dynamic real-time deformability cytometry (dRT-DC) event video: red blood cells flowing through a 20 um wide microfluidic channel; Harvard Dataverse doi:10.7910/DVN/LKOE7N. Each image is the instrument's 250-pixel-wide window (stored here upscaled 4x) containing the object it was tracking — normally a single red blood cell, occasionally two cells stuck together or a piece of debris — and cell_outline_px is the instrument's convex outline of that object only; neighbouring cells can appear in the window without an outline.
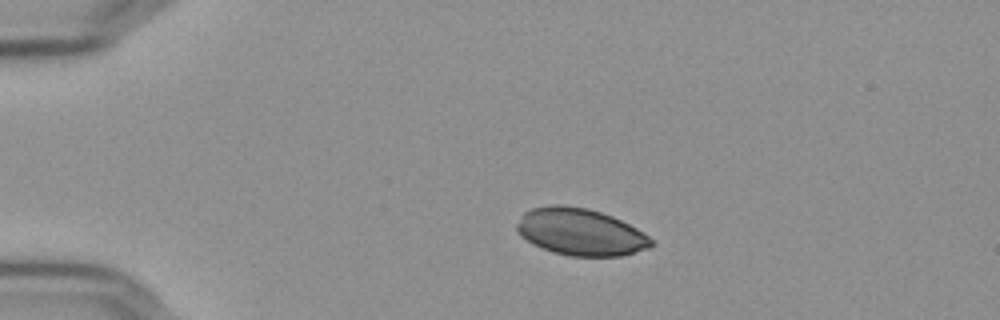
{"species": "Egyptian fruit bat (a non-hibernating species)", "species_latin": "Rousettus aegyptiacus", "temperature_condition": "cold", "stored_images_in_passage": 37, "camera_frame_rate_fps": 3000, "um_per_image_px": 0.085, "frame": {"image": 1, "passage_image": 1, "time_ms": 0.0, "image_size_px": [1000, 320], "cell_outline_px": [[652, 244], [648, 248], [620, 256], [568, 256], [552, 252], [540, 248], [532, 244], [520, 236], [516, 232], [516, 224], [524, 212], [532, 208], [552, 204], [560, 204], [588, 208], [612, 216], [636, 228], [648, 236], [652, 240]], "centroid_in_image_um": [49.27, 19.71], "position_along_channel_um": 35.7, "area_um2": 36.88}}
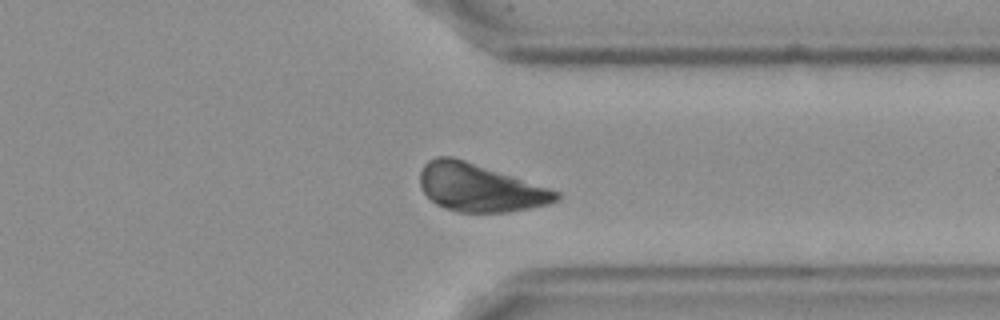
{"frame": {"image": 2, "passage_image": 33, "time_ms": 10.667, "image_size_px": [1000, 320], "cell_outline_px": [[560, 200], [548, 204], [508, 212], [456, 212], [444, 208], [436, 204], [424, 192], [420, 184], [420, 172], [424, 164], [428, 160], [436, 156], [452, 156], [560, 192]], "centroid_in_image_um": [40.75, 15.96], "position_along_channel_um": 370.7, "area_um2": 37.51}}
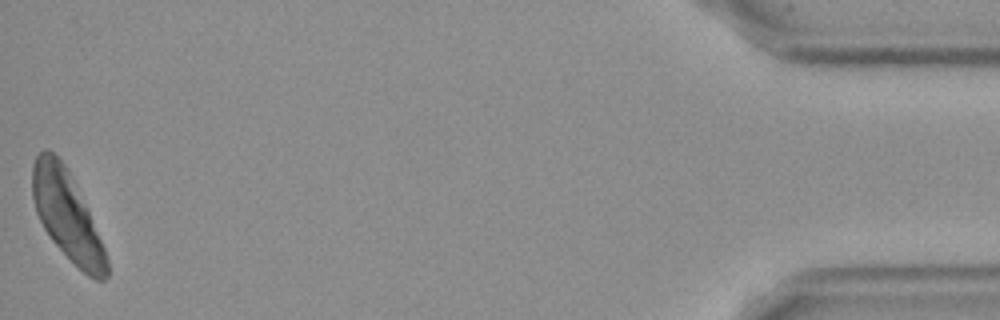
{"frame": {"image": 3, "passage_image": 37, "time_ms": 12.0, "image_size_px": [1000, 320], "cell_outline_px": [[108, 276], [104, 280], [96, 280], [88, 276], [52, 240], [44, 228], [36, 212], [32, 196], [32, 164], [36, 156], [44, 148], [48, 148], [68, 168], [88, 212], [104, 248], [108, 260]], "centroid_in_image_um": [5.67, 18.28], "position_along_channel_um": 429.5, "area_um2": 37.63}}